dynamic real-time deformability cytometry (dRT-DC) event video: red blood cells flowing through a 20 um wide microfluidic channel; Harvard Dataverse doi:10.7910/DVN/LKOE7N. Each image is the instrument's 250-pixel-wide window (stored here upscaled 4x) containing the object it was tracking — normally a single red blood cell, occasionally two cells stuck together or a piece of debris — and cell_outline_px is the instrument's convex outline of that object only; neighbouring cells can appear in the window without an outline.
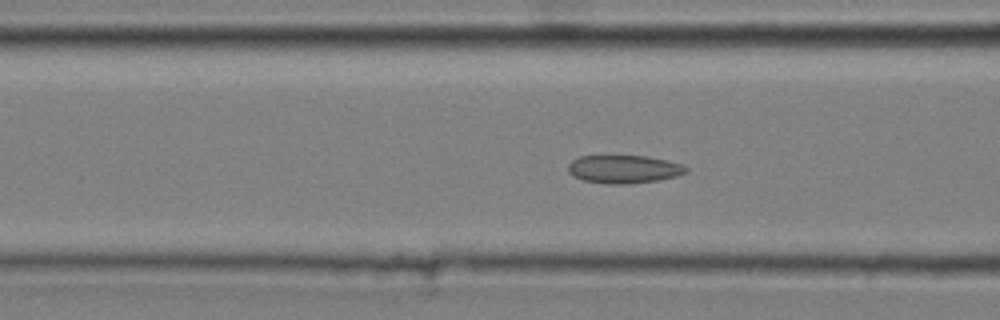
{"species": "common noctule bat (a hibernating species)", "species_latin": "Nyctalus noctula", "temperature_condition": "cold", "stored_images_in_passage": 52, "camera_frame_rate_fps": 3000, "um_per_image_px": 0.085, "animal": {"sex": "male", "body_mass_g": 20.4}, "frame": {"image": 1, "passage_image": 20, "time_ms": 6.333, "image_size_px": [1000, 320], "cell_outline_px": [[688, 172], [676, 176], [660, 180], [628, 184], [608, 184], [584, 180], [568, 172], [568, 164], [572, 160], [580, 156], [648, 156], [680, 164], [688, 168]], "centroid_in_image_um": [53.03, 14.38], "position_along_channel_um": 113.6, "area_um2": 19.19}}
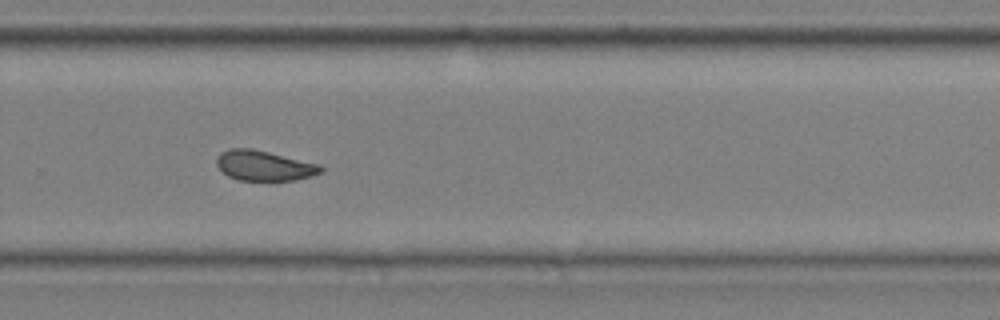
{"frame": {"image": 2, "passage_image": 36, "time_ms": 11.667, "image_size_px": [1000, 320], "cell_outline_px": [[324, 168], [320, 172], [312, 176], [296, 180], [236, 180], [228, 176], [216, 164], [216, 160], [220, 152], [228, 148], [252, 148], [320, 164]], "centroid_in_image_um": [22.44, 14.07], "position_along_channel_um": 307.4, "area_um2": 18.32}}
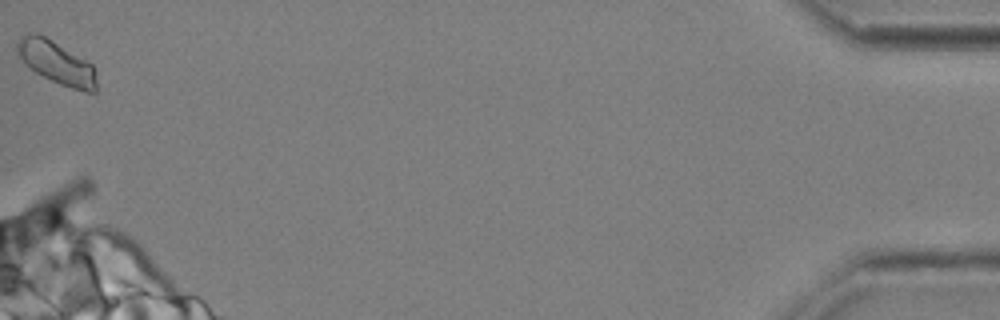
{"frame": {"image": 3, "passage_image": 52, "time_ms": 17.0, "image_size_px": [1000, 320], "cell_outline_px": [[96, 92], [84, 92], [60, 84], [36, 72], [24, 64], [16, 52], [16, 40], [20, 36], [32, 32], [36, 32], [52, 40], [88, 60], [96, 68]], "centroid_in_image_um": [4.8, 5.29], "position_along_channel_um": 430.4, "area_um2": 20.17}, "authors_computed_cell_mechanics": {"area_um2": 19.1029, "velocity_mm_per_s": 3.6414, "shape_relaxation_time_tau1_ms": 7.4542, "shape_relaxation_time_tau2_ms": 1.1943, "deformation_change_tau1": 0.105, "deformation_change_tau2": 0.0495}}